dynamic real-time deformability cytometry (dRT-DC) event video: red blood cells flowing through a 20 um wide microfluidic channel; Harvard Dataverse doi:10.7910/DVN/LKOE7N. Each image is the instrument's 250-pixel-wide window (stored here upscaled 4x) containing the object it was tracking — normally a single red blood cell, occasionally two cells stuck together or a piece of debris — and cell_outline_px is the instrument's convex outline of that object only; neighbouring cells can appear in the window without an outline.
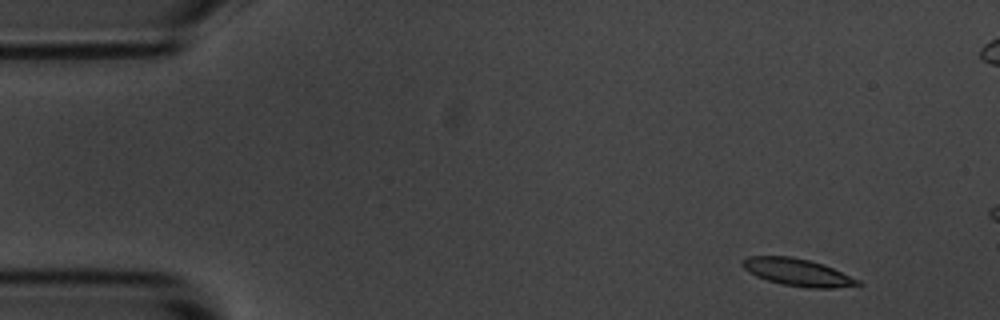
{"species": "common noctule bat (a hibernating species)", "species_latin": "Nyctalus noctula", "temperature_condition": "room temperature", "stored_images_in_passage": 5, "camera_frame_rate_fps": 3000, "um_per_image_px": 0.085, "animal": {"sex": "male", "body_mass_g": 20.1, "forearm_length_mm": 53.5}, "frame": {"image": 1, "passage_image": 1, "time_ms": 0.0, "image_size_px": [1000, 320], "cell_outline_px": [[864, 284], [836, 288], [808, 288], [780, 284], [756, 276], [748, 272], [740, 264], [740, 260], [748, 256], [792, 256], [824, 264], [860, 280]], "centroid_in_image_um": [67.78, 23.14], "position_along_channel_um": 17.2, "area_um2": 18.55}}